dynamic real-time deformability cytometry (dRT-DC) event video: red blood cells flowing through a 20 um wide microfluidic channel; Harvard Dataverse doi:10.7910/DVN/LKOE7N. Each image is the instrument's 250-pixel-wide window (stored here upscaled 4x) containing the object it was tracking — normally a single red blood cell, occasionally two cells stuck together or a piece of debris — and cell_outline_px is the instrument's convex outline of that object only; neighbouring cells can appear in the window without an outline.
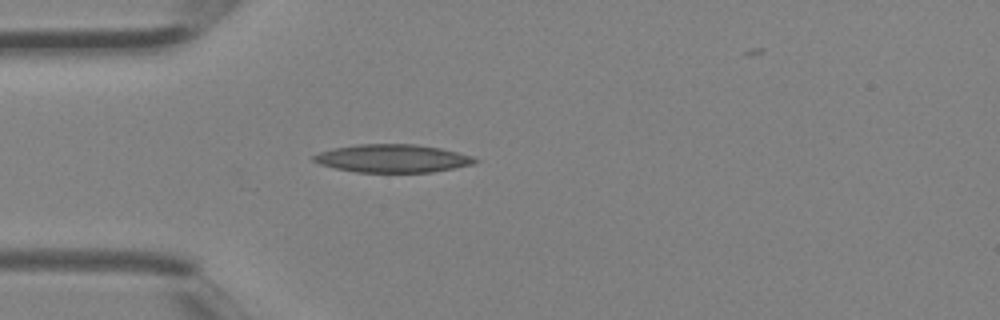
{"species": "Egyptian fruit bat (a non-hibernating species)", "species_latin": "Rousettus aegyptiacus", "temperature_condition": "room temperature", "stored_images_in_passage": 3, "camera_frame_rate_fps": 3000, "um_per_image_px": 0.085, "animal": {"sex": "female"}, "frame": {"image": 1, "passage_image": 3, "time_ms": 0.667, "image_size_px": [1000, 320], "cell_outline_px": [[480, 160], [472, 164], [432, 172], [356, 172], [336, 168], [320, 164], [312, 160], [312, 156], [320, 152], [336, 148], [360, 144], [416, 144], [440, 148], [472, 156]], "centroid_in_image_um": [33.37, 13.46], "position_along_channel_um": 51.6, "area_um2": 26.07}}